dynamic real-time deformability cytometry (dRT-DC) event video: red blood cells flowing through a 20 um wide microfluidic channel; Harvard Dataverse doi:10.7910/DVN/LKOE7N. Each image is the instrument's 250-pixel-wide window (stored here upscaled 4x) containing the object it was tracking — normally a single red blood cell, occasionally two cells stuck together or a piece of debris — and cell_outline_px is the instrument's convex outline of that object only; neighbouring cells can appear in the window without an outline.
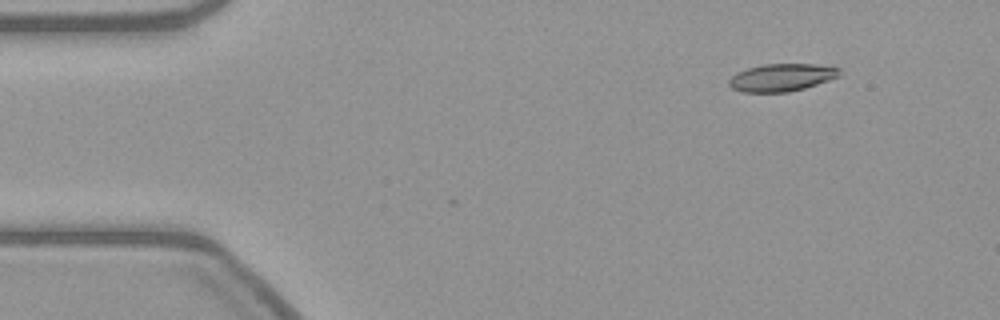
{"species": "common noctule bat (a hibernating species)", "species_latin": "Nyctalus noctula", "temperature_condition": "warm", "stored_images_in_passage": 3, "camera_frame_rate_fps": 3000, "um_per_image_px": 0.085, "animal": {"sex": "female", "body_mass_g": 21.9}, "frame": {"image": 1, "passage_image": 1, "time_ms": 0.0, "image_size_px": [1000, 320], "cell_outline_px": [[840, 76], [804, 88], [788, 92], [740, 92], [732, 88], [728, 84], [728, 80], [736, 72], [748, 68], [764, 64], [816, 64], [840, 68]], "centroid_in_image_um": [66.41, 6.58], "position_along_channel_um": 18.6, "area_um2": 17.74}}